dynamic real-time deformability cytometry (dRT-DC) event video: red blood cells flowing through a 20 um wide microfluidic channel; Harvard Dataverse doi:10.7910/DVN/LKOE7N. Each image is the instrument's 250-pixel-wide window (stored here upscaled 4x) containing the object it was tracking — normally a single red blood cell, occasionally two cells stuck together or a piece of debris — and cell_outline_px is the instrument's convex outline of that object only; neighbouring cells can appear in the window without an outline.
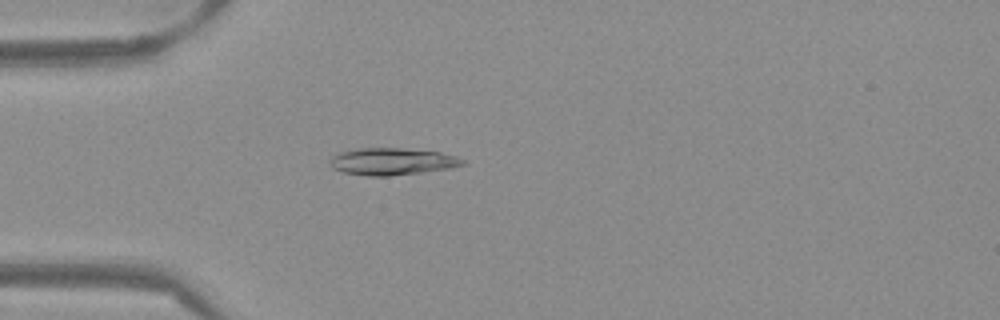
{"species": "Egyptian fruit bat (a non-hibernating species)", "species_latin": "Rousettus aegyptiacus", "temperature_condition": "warm", "stored_images_in_passage": 48, "camera_frame_rate_fps": 3000, "um_per_image_px": 0.085, "frame": {"image": 1, "passage_image": 10, "time_ms": 3.0, "image_size_px": [1000, 320], "cell_outline_px": [[468, 164], [452, 168], [388, 176], [368, 176], [344, 172], [332, 168], [328, 164], [328, 160], [332, 156], [340, 152], [360, 148], [400, 148], [440, 152], [456, 156], [464, 160]], "centroid_in_image_um": [33.32, 13.73], "position_along_channel_um": 51.7, "area_um2": 20.98}}
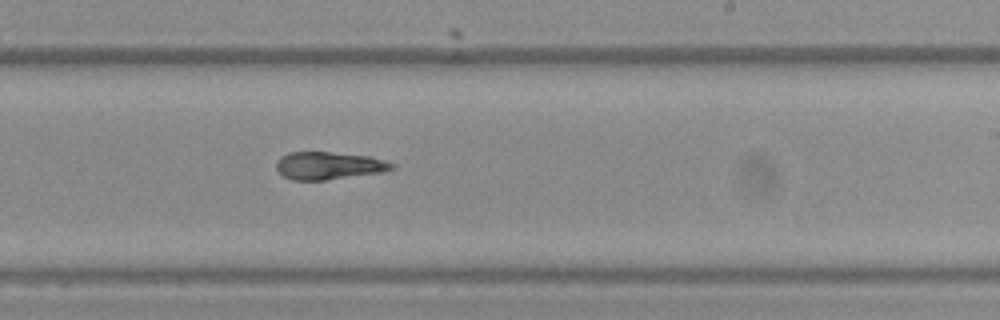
{"frame": {"image": 2, "passage_image": 27, "time_ms": 8.667, "image_size_px": [1000, 320], "cell_outline_px": [[396, 168], [388, 172], [324, 180], [292, 180], [284, 176], [276, 168], [276, 160], [280, 156], [288, 152], [328, 152], [372, 156], [396, 164]], "centroid_in_image_um": [28.0, 14.08], "position_along_channel_um": 261.0, "area_um2": 18.96}}
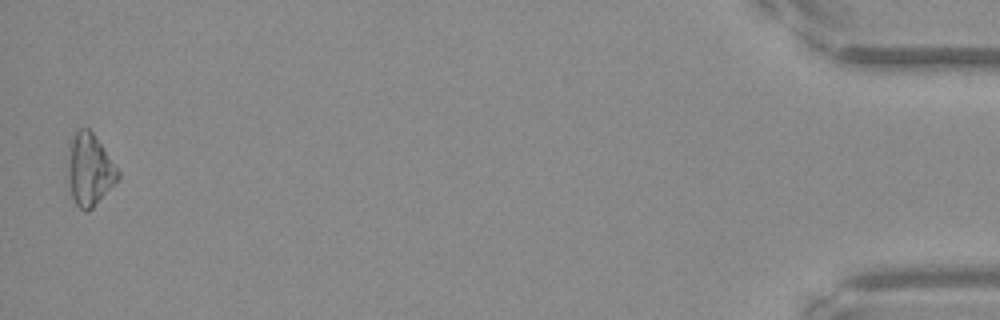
{"frame": {"image": 3, "passage_image": 47, "time_ms": 15.333, "image_size_px": [1000, 320], "cell_outline_px": [[120, 176], [92, 208], [88, 212], [84, 212], [76, 204], [72, 196], [64, 164], [68, 140], [76, 128], [88, 128], [92, 132], [120, 172]], "centroid_in_image_um": [7.51, 14.36], "position_along_channel_um": 427.7, "area_um2": 21.5}}